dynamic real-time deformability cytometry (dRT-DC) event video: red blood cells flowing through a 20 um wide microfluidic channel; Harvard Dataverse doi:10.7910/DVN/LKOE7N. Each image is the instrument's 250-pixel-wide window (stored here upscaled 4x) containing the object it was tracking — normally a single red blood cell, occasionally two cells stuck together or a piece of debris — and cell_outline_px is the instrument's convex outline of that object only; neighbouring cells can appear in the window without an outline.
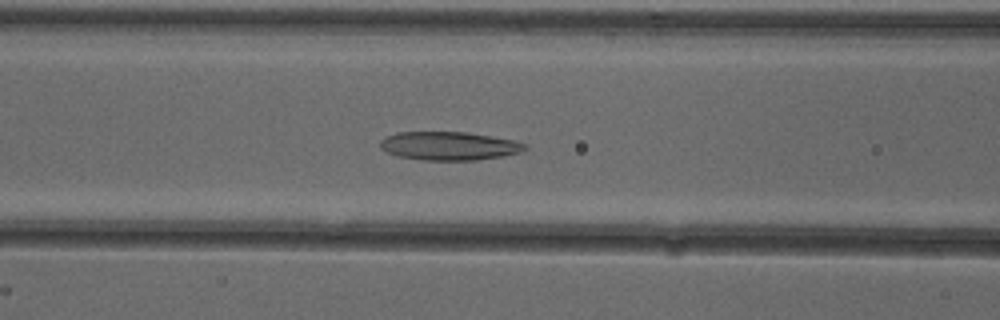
{"species": "common noctule bat (a hibernating species)", "species_latin": "Nyctalus noctula", "temperature_condition": "cold", "stored_images_in_passage": 37, "camera_frame_rate_fps": 3000, "um_per_image_px": 0.085, "animal": {"sex": "female"}, "frame": {"image": 1, "passage_image": 11, "time_ms": 3.333, "image_size_px": [1000, 320], "cell_outline_px": [[528, 148], [520, 152], [500, 156], [476, 160], [424, 160], [400, 156], [388, 152], [380, 148], [380, 140], [396, 132], [468, 132], [516, 140], [528, 144]], "centroid_in_image_um": [38.21, 12.39], "position_along_channel_um": 128.4, "area_um2": 23.99}}
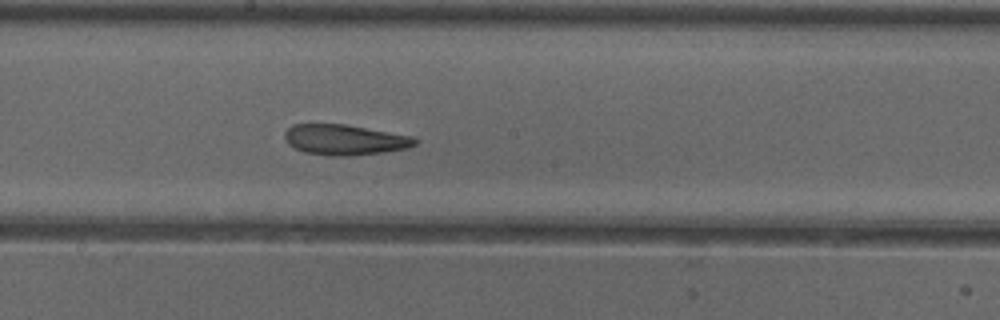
{"frame": {"image": 2, "passage_image": 18, "time_ms": 5.667, "image_size_px": [1000, 320], "cell_outline_px": [[420, 140], [416, 144], [408, 148], [384, 152], [352, 156], [332, 156], [304, 152], [288, 144], [284, 136], [284, 132], [292, 124], [344, 124], [412, 136]], "centroid_in_image_um": [29.31, 11.88], "position_along_channel_um": 218.9, "area_um2": 23.18}}
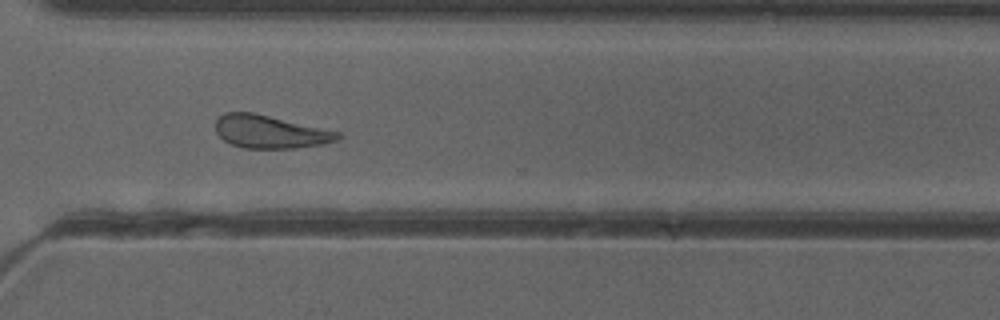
{"frame": {"image": 3, "passage_image": 28, "time_ms": 9.0, "image_size_px": [1000, 320], "cell_outline_px": [[340, 136], [336, 140], [320, 144], [296, 148], [244, 148], [232, 144], [224, 140], [216, 132], [216, 120], [224, 112], [252, 112], [340, 132]], "centroid_in_image_um": [22.92, 11.2], "position_along_channel_um": 347.7, "area_um2": 23.12}, "authors_computed_cell_mechanics": {"area_um2": 23.2356, "velocity_mm_per_s": 3.885, "shape_relaxation_time_tau1_ms": 8.9378, "shape_relaxation_time_tau2_ms": 3.2205, "deformation_change_tau1": 0.1817, "deformation_change_tau2": 0.12}}